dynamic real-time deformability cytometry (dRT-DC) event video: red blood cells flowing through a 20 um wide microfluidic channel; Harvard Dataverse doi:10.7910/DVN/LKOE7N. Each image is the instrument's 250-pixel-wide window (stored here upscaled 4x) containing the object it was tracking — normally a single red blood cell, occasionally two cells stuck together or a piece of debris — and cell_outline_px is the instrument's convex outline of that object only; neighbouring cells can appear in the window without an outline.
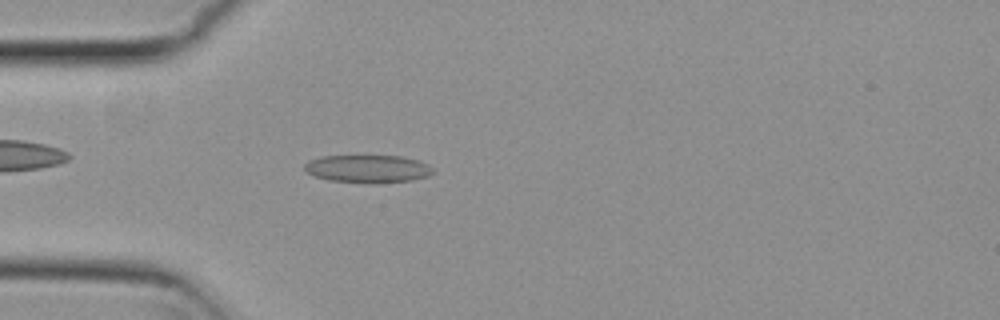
{"species": "common noctule bat (a hibernating species)", "species_latin": "Nyctalus noctula", "temperature_condition": "cold", "stored_images_in_passage": 44, "camera_frame_rate_fps": 3000, "um_per_image_px": 0.085, "animal": {"sex": "female", "body_mass_g": 29.2, "forearm_length_mm": 56.3}, "frame": {"image": 1, "passage_image": 6, "time_ms": 1.667, "image_size_px": [1000, 320], "cell_outline_px": [[432, 172], [428, 176], [412, 180], [376, 184], [372, 184], [328, 180], [316, 176], [308, 172], [304, 168], [304, 164], [308, 160], [320, 156], [400, 156], [416, 160], [428, 164], [432, 168]], "centroid_in_image_um": [31.24, 14.36], "position_along_channel_um": 53.8, "area_um2": 20.87}}
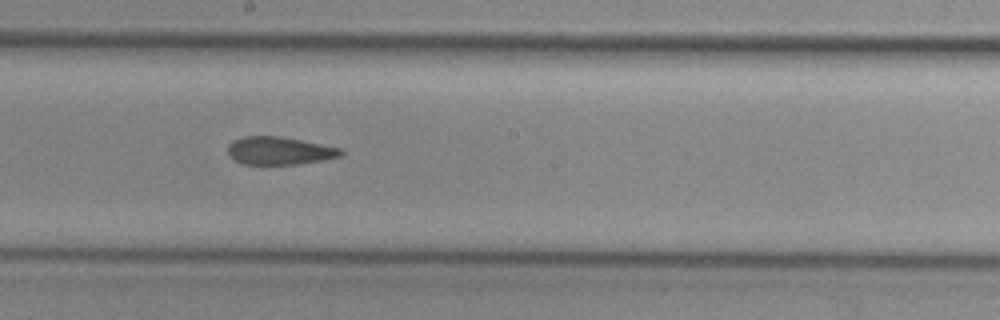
{"frame": {"image": 2, "passage_image": 20, "time_ms": 6.333, "image_size_px": [1000, 320], "cell_outline_px": [[344, 152], [340, 156], [324, 160], [296, 164], [244, 164], [236, 160], [228, 152], [228, 144], [232, 140], [244, 136], [280, 136], [340, 148]], "centroid_in_image_um": [23.74, 12.8], "position_along_channel_um": 224.5, "area_um2": 18.15}}
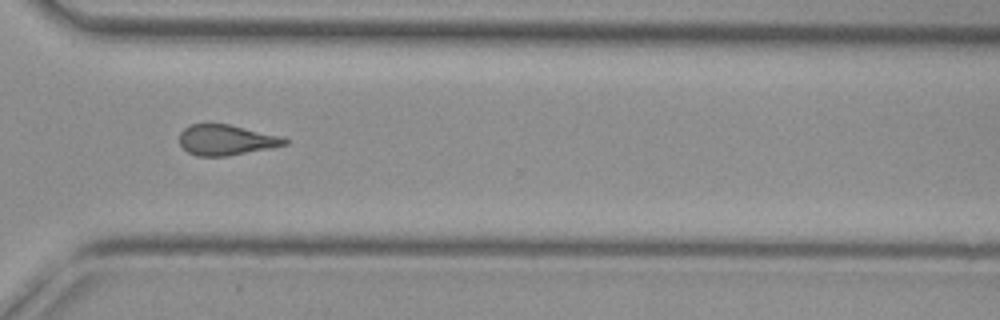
{"frame": {"image": 3, "passage_image": 30, "time_ms": 9.667, "image_size_px": [1000, 320], "cell_outline_px": [[288, 144], [272, 148], [228, 156], [196, 156], [188, 152], [180, 144], [180, 132], [184, 128], [192, 124], [228, 124], [284, 136], [288, 140]], "centroid_in_image_um": [19.27, 11.9], "position_along_channel_um": 351.3, "area_um2": 18.84}, "authors_computed_cell_mechanics": {"area_um2": 19.363, "velocity_mm_per_s": 3.8066, "shape_relaxation_time_tau1_ms": null, "shape_relaxation_time_tau2_ms": 3.4027, "deformation_change_tau1": null, "deformation_change_tau2": 0.1316}}